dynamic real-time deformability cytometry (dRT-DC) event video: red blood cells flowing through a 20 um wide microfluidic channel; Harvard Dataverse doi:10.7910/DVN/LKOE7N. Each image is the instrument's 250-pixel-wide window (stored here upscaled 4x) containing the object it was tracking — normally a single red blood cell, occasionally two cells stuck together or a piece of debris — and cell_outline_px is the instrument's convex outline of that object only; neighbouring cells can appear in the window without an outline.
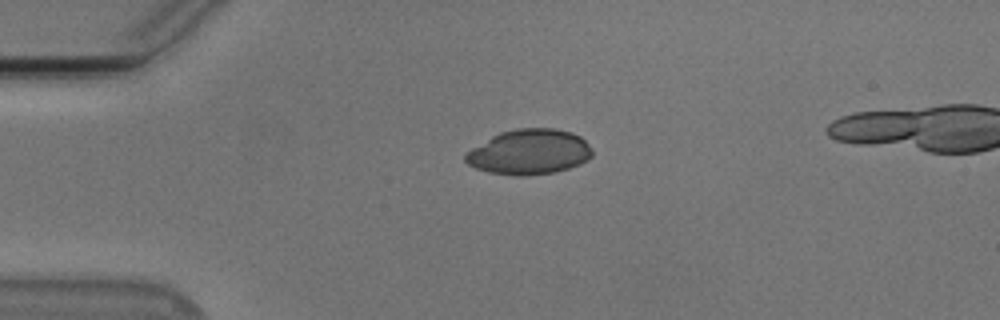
{"species": "Egyptian fruit bat (a non-hibernating species)", "species_latin": "Rousettus aegyptiacus", "temperature_condition": "cold", "stored_images_in_passage": 27, "camera_frame_rate_fps": 3000, "um_per_image_px": 0.085, "animal": {"sex": "male"}, "frame": {"image": 1, "passage_image": 1, "time_ms": 0.0, "image_size_px": [1000, 320], "cell_outline_px": [[592, 156], [588, 160], [580, 164], [556, 172], [524, 176], [516, 176], [488, 172], [476, 168], [468, 164], [464, 160], [464, 156], [472, 148], [492, 136], [500, 132], [516, 128], [556, 128], [572, 132], [580, 136], [588, 144], [592, 152]], "centroid_in_image_um": [45.0, 12.92], "position_along_channel_um": 40.0, "area_um2": 33.47}}
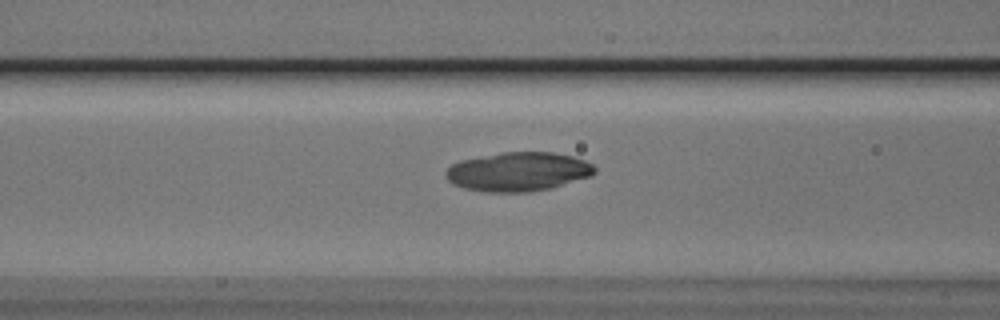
{"frame": {"image": 2, "passage_image": 10, "time_ms": 3.0, "image_size_px": [1000, 320], "cell_outline_px": [[596, 172], [592, 176], [552, 188], [532, 192], [484, 192], [464, 188], [452, 184], [448, 180], [444, 172], [452, 164], [460, 160], [500, 152], [552, 152], [572, 156], [584, 160], [592, 164], [596, 168]], "centroid_in_image_um": [44.05, 14.6], "position_along_channel_um": 122.6, "area_um2": 34.22}}
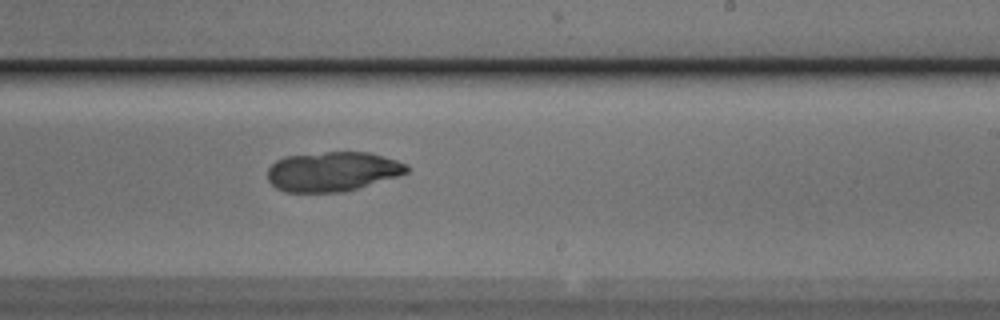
{"frame": {"image": 3, "passage_image": 21, "time_ms": 6.667, "image_size_px": [1000, 320], "cell_outline_px": [[408, 172], [396, 176], [344, 192], [284, 192], [276, 188], [268, 180], [268, 168], [276, 160], [284, 156], [324, 152], [368, 152], [396, 160], [408, 164]], "centroid_in_image_um": [28.23, 14.57], "position_along_channel_um": 260.8, "area_um2": 32.02}}